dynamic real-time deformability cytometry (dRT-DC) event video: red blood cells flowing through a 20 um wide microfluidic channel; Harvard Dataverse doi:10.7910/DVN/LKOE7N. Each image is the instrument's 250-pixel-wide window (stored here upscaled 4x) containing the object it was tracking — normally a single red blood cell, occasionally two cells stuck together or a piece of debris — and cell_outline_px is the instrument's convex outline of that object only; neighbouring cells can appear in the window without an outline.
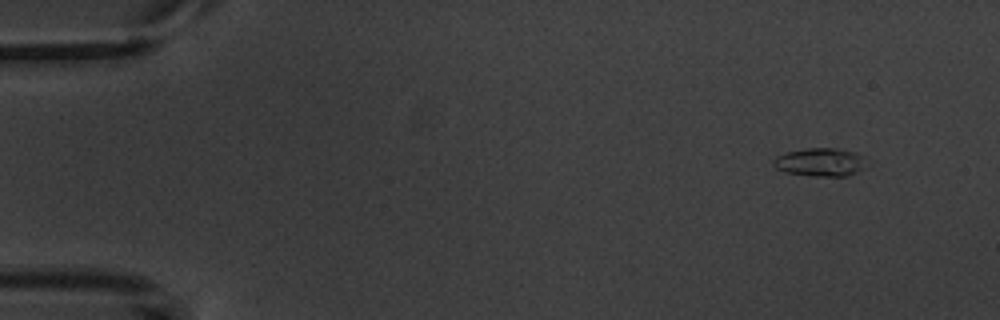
{"species": "common noctule bat (a hibernating species)", "species_latin": "Nyctalus noctula", "temperature_condition": "warm", "stored_images_in_passage": 5, "camera_frame_rate_fps": 3000, "um_per_image_px": 0.085, "animal": {"sex": "male", "body_mass_g": 20.1, "forearm_length_mm": 53.5}, "frame": {"image": 1, "passage_image": 1, "time_ms": 0.0, "image_size_px": [1000, 320], "cell_outline_px": [[864, 168], [848, 176], [812, 176], [784, 172], [776, 168], [772, 164], [772, 160], [776, 156], [788, 152], [808, 148], [836, 148], [852, 152], [864, 164]], "centroid_in_image_um": [69.61, 13.8], "position_along_channel_um": 15.4, "area_um2": 14.91}}
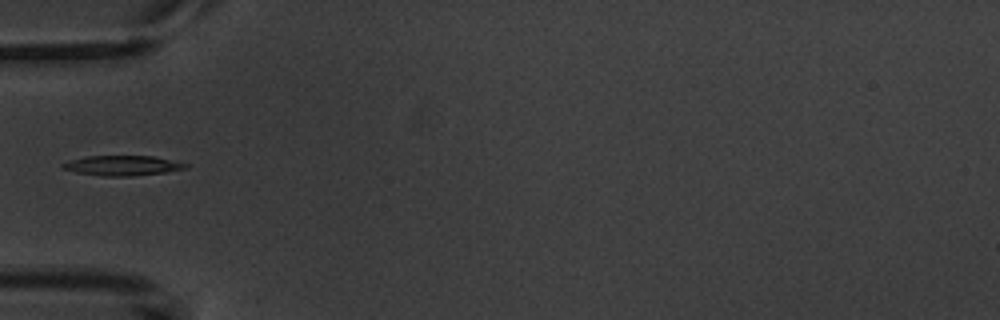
{"frame": {"image": 2, "passage_image": 4, "time_ms": 4.667, "image_size_px": [1000, 320], "cell_outline_px": [[188, 168], [168, 172], [132, 176], [104, 176], [76, 172], [64, 168], [60, 164], [72, 160], [88, 156], [152, 156], [188, 164]], "centroid_in_image_um": [10.45, 14.08], "position_along_channel_um": 74.6, "area_um2": 14.1}}